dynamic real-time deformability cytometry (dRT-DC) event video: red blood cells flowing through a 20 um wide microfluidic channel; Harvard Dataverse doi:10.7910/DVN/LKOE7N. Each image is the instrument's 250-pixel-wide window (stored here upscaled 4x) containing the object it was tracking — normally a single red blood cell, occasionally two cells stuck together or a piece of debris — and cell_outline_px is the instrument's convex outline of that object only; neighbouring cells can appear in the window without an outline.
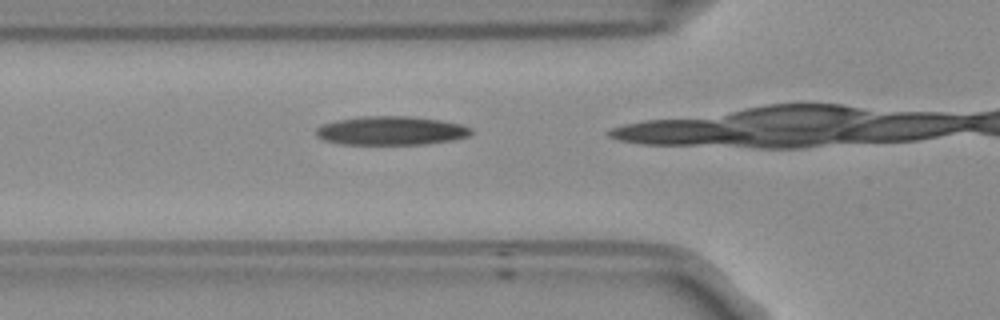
{"species": "Egyptian fruit bat (a non-hibernating species)", "species_latin": "Rousettus aegyptiacus", "temperature_condition": "room temperature", "stored_images_in_passage": 11, "camera_frame_rate_fps": 3000, "um_per_image_px": 0.085, "frame": {"image": 1, "passage_image": 7, "time_ms": 2.0, "image_size_px": [1000, 320], "cell_outline_px": [[472, 132], [468, 136], [452, 140], [424, 144], [340, 144], [324, 140], [316, 136], [316, 128], [320, 124], [336, 120], [360, 116], [412, 116], [440, 120], [460, 124], [472, 128]], "centroid_in_image_um": [33.2, 11.1], "position_along_channel_um": 92.6, "area_um2": 26.13}}